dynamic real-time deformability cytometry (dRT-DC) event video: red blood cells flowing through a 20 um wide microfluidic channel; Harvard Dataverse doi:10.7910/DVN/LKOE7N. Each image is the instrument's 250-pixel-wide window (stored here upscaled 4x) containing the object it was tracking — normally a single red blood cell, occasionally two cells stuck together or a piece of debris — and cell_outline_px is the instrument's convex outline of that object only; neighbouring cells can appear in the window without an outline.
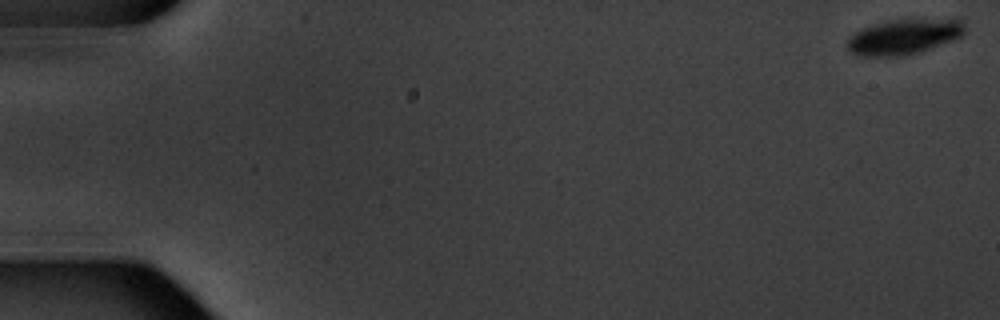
{"species": "common noctule bat (a hibernating species)", "species_latin": "Nyctalus noctula", "temperature_condition": "warm", "stored_images_in_passage": 6, "camera_frame_rate_fps": 3000, "um_per_image_px": 0.085, "animal": {"sex": "male", "body_mass_g": 20.1, "forearm_length_mm": 53.5}, "frame": {"image": 1, "passage_image": 1, "time_ms": 0.0, "image_size_px": [1000, 320], "cell_outline_px": [[964, 32], [960, 36], [952, 40], [920, 52], [904, 56], [860, 56], [852, 52], [844, 44], [848, 36], [864, 28], [876, 24], [892, 20], [960, 16], [964, 24]], "centroid_in_image_um": [76.89, 3.09], "position_along_channel_um": 8.1, "area_um2": 24.68}}
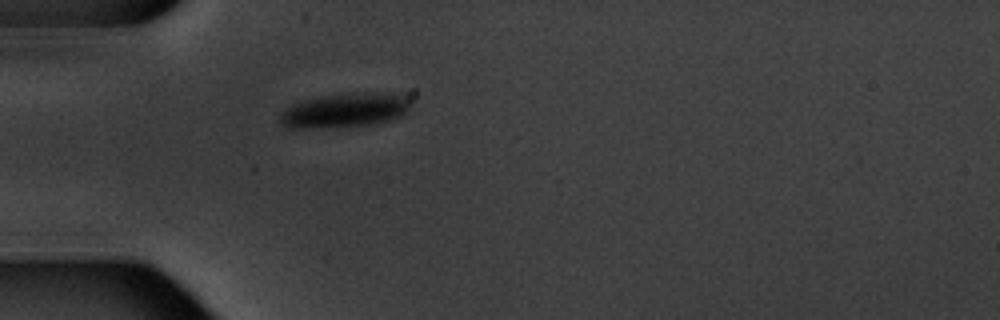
{"frame": {"image": 2, "passage_image": 6, "time_ms": 5.667, "image_size_px": [1000, 320], "cell_outline_px": [[412, 100], [408, 108], [400, 116], [376, 124], [312, 128], [288, 128], [280, 120], [280, 112], [292, 104], [308, 100], [328, 96], [356, 92], [404, 92], [412, 96]], "centroid_in_image_um": [29.43, 9.35], "position_along_channel_um": 55.6, "area_um2": 26.24}}